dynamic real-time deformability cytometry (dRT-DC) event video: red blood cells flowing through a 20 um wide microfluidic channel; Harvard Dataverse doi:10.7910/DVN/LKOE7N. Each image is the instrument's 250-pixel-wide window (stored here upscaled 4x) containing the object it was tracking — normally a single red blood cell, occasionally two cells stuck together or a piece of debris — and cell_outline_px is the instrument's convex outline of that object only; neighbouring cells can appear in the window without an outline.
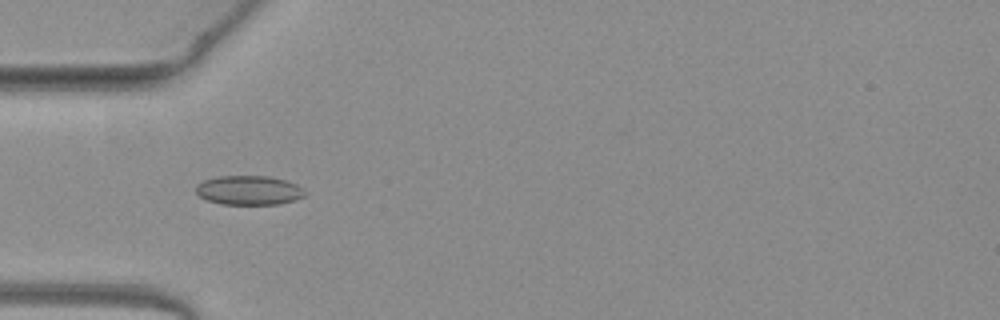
{"species": "common noctule bat (a hibernating species)", "species_latin": "Nyctalus noctula", "temperature_condition": "warm", "stored_images_in_passage": 36, "camera_frame_rate_fps": 3000, "um_per_image_px": 0.085, "animal": {"sex": "female", "body_mass_g": 19.3, "forearm_length_mm": 54.1}, "frame": {"image": 1, "passage_image": 2, "time_ms": 0.333, "image_size_px": [1000, 320], "cell_outline_px": [[308, 192], [304, 196], [296, 200], [280, 204], [220, 204], [208, 200], [200, 196], [196, 192], [196, 184], [204, 180], [220, 176], [268, 176], [284, 180], [296, 184], [304, 188]], "centroid_in_image_um": [21.19, 16.17], "position_along_channel_um": 63.8, "area_um2": 18.67}}
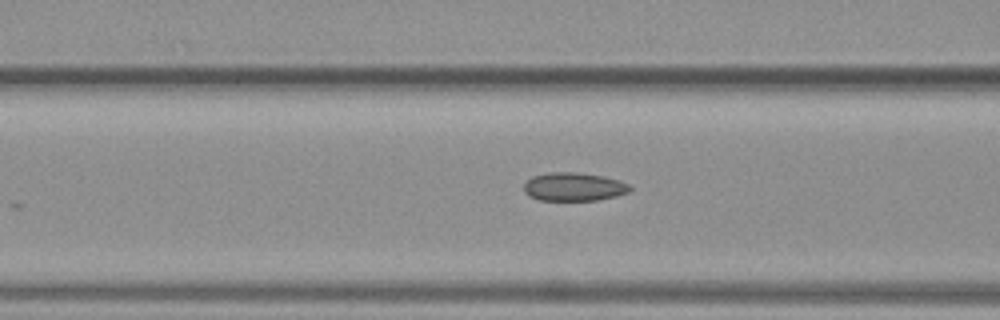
{"frame": {"image": 2, "passage_image": 6, "time_ms": 1.667, "image_size_px": [1000, 320], "cell_outline_px": [[632, 188], [628, 192], [616, 196], [596, 200], [540, 200], [528, 196], [524, 192], [524, 184], [532, 176], [548, 172], [576, 172], [604, 176], [628, 184]], "centroid_in_image_um": [48.74, 15.87], "position_along_channel_um": 117.9, "area_um2": 17.51}}